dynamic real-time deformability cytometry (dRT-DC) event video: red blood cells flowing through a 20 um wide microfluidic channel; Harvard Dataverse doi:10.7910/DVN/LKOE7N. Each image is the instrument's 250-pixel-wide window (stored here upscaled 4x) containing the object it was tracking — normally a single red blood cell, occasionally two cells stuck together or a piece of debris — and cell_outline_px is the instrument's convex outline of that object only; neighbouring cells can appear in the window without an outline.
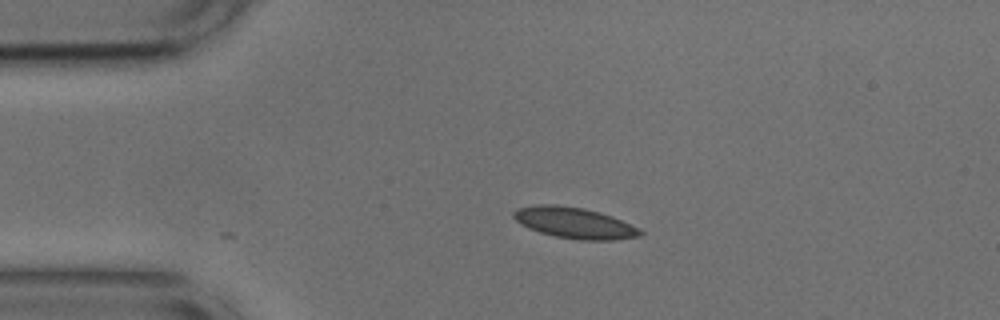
{"species": "common noctule bat (a hibernating species)", "species_latin": "Nyctalus noctula", "temperature_condition": "cold", "stored_images_in_passage": 18, "camera_frame_rate_fps": 3000, "um_per_image_px": 0.085, "animal": {"sex": "male", "body_mass_g": 17.9, "forearm_length_mm": 54.2}, "frame": {"image": 1, "passage_image": 1, "time_ms": 0.0, "image_size_px": [1000, 320], "cell_outline_px": [[644, 232], [640, 236], [616, 240], [580, 240], [556, 236], [540, 232], [528, 228], [520, 224], [512, 216], [512, 212], [516, 208], [536, 204], [556, 204], [584, 208], [600, 212], [612, 216], [640, 228]], "centroid_in_image_um": [48.82, 18.93], "position_along_channel_um": 36.2, "area_um2": 23.12}}
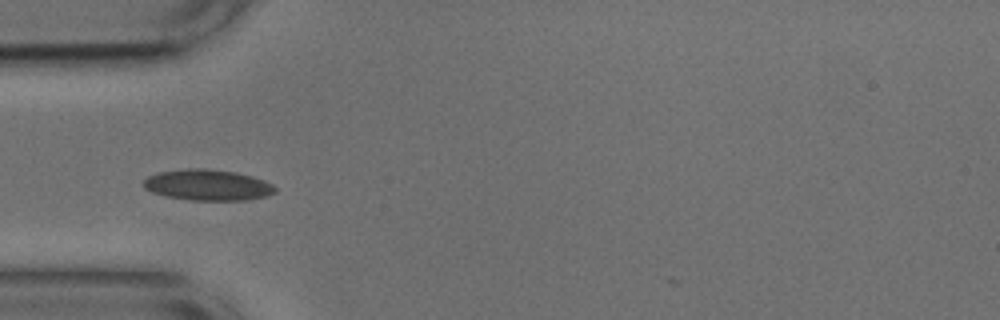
{"frame": {"image": 2, "passage_image": 6, "time_ms": 1.667, "image_size_px": [1000, 320], "cell_outline_px": [[276, 192], [268, 196], [244, 200], [192, 200], [168, 196], [152, 192], [144, 188], [144, 180], [148, 176], [160, 172], [188, 168], [204, 168], [236, 172], [252, 176], [264, 180], [272, 184], [276, 188]], "centroid_in_image_um": [17.69, 15.72], "position_along_channel_um": 67.3, "area_um2": 23.64}}